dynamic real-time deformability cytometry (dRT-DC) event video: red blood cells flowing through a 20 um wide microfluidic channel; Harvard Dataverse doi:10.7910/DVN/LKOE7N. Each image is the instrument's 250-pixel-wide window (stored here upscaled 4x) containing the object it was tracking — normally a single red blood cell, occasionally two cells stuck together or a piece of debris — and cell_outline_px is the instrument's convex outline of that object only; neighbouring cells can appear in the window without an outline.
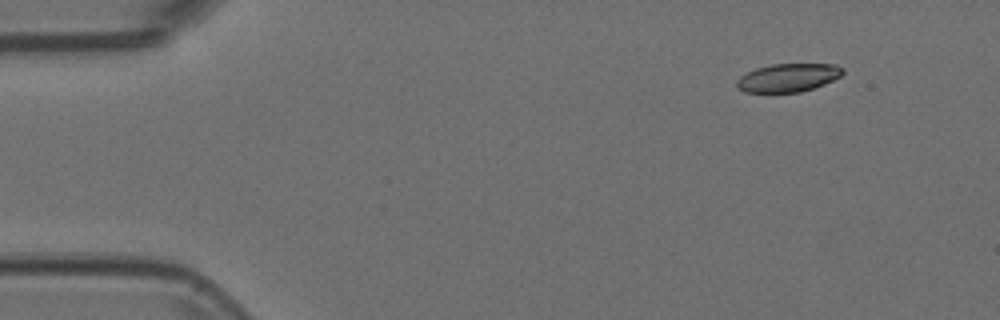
{"species": "Egyptian fruit bat (a non-hibernating species)", "species_latin": "Rousettus aegyptiacus", "temperature_condition": "room temperature", "stored_images_in_passage": 50, "camera_frame_rate_fps": 3000, "um_per_image_px": 0.085, "animal": {"sex": "female"}, "frame": {"image": 1, "passage_image": 1, "time_ms": 0.0, "image_size_px": [1000, 320], "cell_outline_px": [[844, 72], [840, 76], [824, 84], [800, 92], [744, 92], [736, 88], [736, 80], [740, 76], [756, 68], [772, 64], [836, 64], [844, 68]], "centroid_in_image_um": [66.97, 6.6], "position_along_channel_um": 18.0, "area_um2": 17.46}}
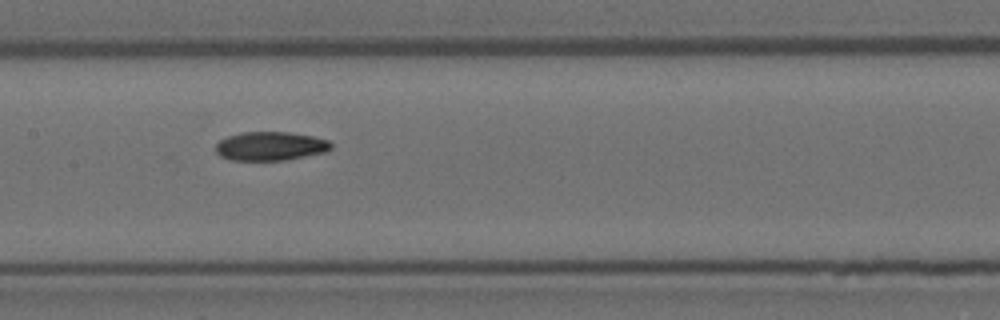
{"frame": {"image": 2, "passage_image": 22, "time_ms": 7.0, "image_size_px": [1000, 320], "cell_outline_px": [[332, 148], [324, 152], [284, 160], [228, 160], [220, 156], [216, 152], [216, 144], [220, 140], [228, 136], [240, 132], [288, 132], [312, 136], [328, 140], [332, 144]], "centroid_in_image_um": [22.95, 12.42], "position_along_channel_um": 184.4, "area_um2": 19.31}}
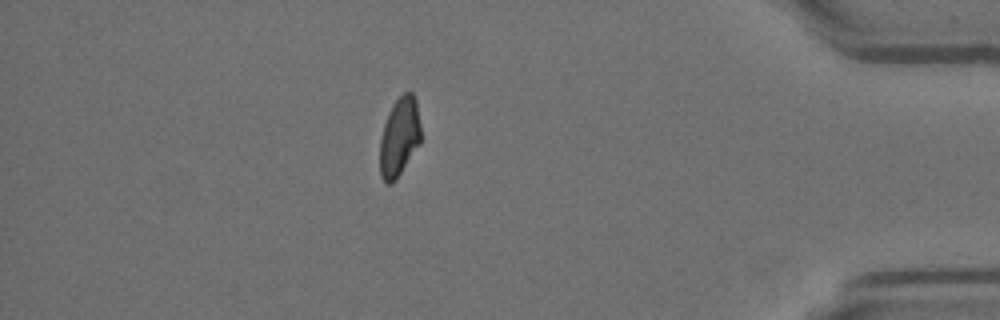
{"frame": {"image": 3, "passage_image": 43, "time_ms": 14.0, "image_size_px": [1000, 320], "cell_outline_px": [[420, 144], [396, 180], [392, 184], [388, 184], [380, 176], [380, 140], [384, 124], [388, 112], [392, 104], [404, 92], [412, 92], [416, 100], [420, 124]], "centroid_in_image_um": [33.94, 11.65], "position_along_channel_um": 401.3, "area_um2": 18.9}}